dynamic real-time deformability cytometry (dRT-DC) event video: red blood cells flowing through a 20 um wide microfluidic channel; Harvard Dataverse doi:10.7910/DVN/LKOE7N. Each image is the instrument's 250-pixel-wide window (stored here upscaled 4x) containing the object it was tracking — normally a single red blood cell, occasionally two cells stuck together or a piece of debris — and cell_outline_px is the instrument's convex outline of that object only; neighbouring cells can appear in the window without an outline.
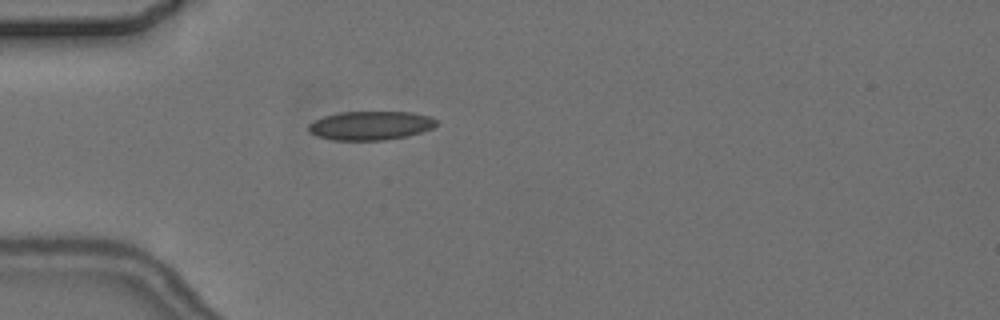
{"species": "common noctule bat (a hibernating species)", "species_latin": "Nyctalus noctula", "temperature_condition": "cold", "stored_images_in_passage": 1, "camera_frame_rate_fps": 3000, "um_per_image_px": 0.085, "animal": {"sex": "female", "body_mass_g": 24.6, "forearm_length_mm": 56.2}, "frame": {"image": 1, "passage_image": 1, "time_ms": 0.0, "image_size_px": [1000, 320], "cell_outline_px": [[436, 124], [432, 128], [408, 136], [384, 140], [332, 140], [316, 136], [308, 132], [308, 124], [324, 116], [340, 112], [412, 112], [432, 116], [436, 120]], "centroid_in_image_um": [31.48, 10.67], "position_along_channel_um": 53.5, "area_um2": 21.56}}